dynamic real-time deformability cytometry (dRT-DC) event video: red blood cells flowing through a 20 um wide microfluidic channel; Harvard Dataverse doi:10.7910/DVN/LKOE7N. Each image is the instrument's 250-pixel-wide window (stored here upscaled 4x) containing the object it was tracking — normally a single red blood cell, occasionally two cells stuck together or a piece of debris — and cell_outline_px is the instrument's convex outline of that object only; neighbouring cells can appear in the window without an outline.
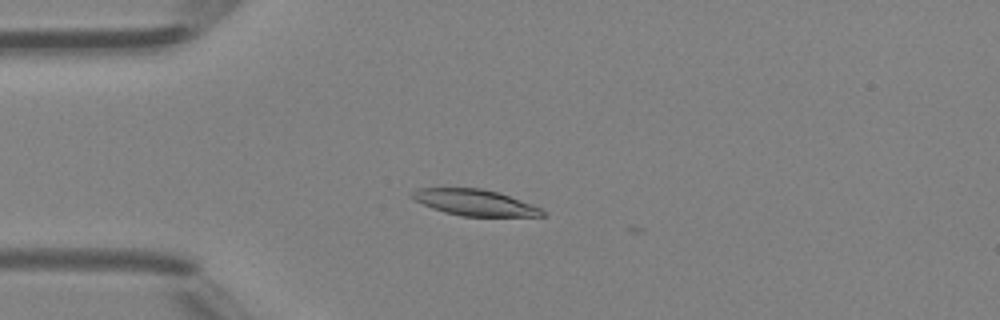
{"species": "Egyptian fruit bat (a non-hibernating species)", "species_latin": "Rousettus aegyptiacus", "temperature_condition": "room temperature", "stored_images_in_passage": 6, "camera_frame_rate_fps": 3000, "um_per_image_px": 0.085, "animal": {"sex": "female"}, "frame": {"image": 1, "passage_image": 4, "time_ms": 1.0, "image_size_px": [1000, 320], "cell_outline_px": [[544, 216], [460, 216], [444, 212], [432, 208], [416, 200], [412, 196], [412, 192], [416, 188], [480, 188], [500, 192], [532, 204], [540, 208], [544, 212]], "centroid_in_image_um": [40.37, 17.21], "position_along_channel_um": 44.6, "area_um2": 19.71}}